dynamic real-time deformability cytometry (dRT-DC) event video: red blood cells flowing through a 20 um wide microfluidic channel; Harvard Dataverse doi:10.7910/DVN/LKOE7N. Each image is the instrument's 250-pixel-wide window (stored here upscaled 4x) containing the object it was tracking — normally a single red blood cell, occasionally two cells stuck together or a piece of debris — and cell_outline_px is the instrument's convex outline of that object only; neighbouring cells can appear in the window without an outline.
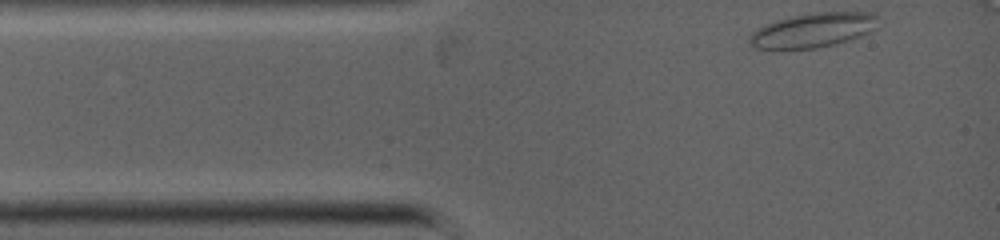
{"species": "common noctule bat (a hibernating species)", "species_latin": "Nyctalus noctula", "temperature_condition": "warm", "stored_images_in_passage": 3, "camera_frame_rate_fps": 5000, "um_per_image_px": 0.085, "animal": {"sex": "female", "body_mass_g": 19.0, "forearm_length_mm": 53.3}, "frame": {"image": 1, "passage_image": 1, "time_ms": 0.0, "image_size_px": [1000, 240], "cell_outline_px": [[880, 16], [876, 28], [860, 36], [832, 44], [816, 48], [756, 48], [748, 40], [752, 32], [756, 28], [764, 24], [776, 20], [792, 16], [816, 12], [876, 12]], "centroid_in_image_um": [69.15, 2.53], "position_along_channel_um": 15.9, "area_um2": 25.66}}